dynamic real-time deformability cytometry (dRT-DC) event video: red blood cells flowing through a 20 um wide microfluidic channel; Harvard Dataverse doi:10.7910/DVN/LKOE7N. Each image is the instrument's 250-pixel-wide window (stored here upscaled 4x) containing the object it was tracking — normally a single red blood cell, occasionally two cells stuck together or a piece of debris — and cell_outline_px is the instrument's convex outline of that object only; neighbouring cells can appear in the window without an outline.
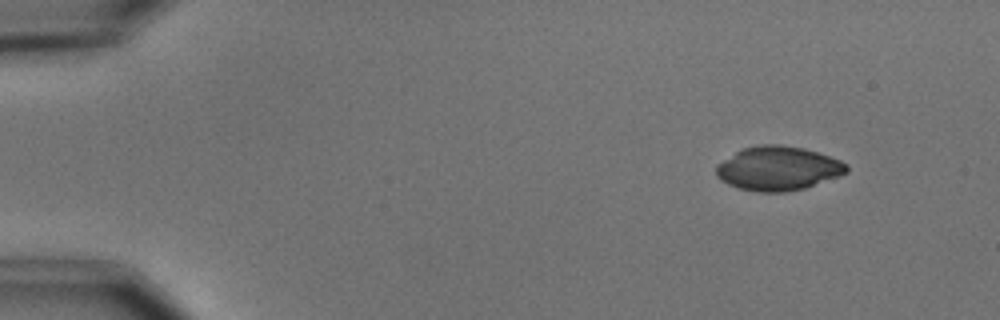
{"species": "common noctule bat (a hibernating species)", "species_latin": "Nyctalus noctula", "temperature_condition": "cold", "stored_images_in_passage": 4, "camera_frame_rate_fps": 3000, "um_per_image_px": 0.085, "animal": {"sex": "male", "body_mass_g": 15.6}, "frame": {"image": 1, "passage_image": 1, "time_ms": 0.0, "image_size_px": [1000, 320], "cell_outline_px": [[848, 172], [840, 176], [804, 188], [784, 192], [756, 192], [740, 188], [728, 184], [720, 180], [716, 176], [716, 164], [740, 148], [760, 144], [780, 144], [804, 148], [840, 160], [848, 164]], "centroid_in_image_um": [66.11, 14.3], "position_along_channel_um": 18.9, "area_um2": 33.76}}